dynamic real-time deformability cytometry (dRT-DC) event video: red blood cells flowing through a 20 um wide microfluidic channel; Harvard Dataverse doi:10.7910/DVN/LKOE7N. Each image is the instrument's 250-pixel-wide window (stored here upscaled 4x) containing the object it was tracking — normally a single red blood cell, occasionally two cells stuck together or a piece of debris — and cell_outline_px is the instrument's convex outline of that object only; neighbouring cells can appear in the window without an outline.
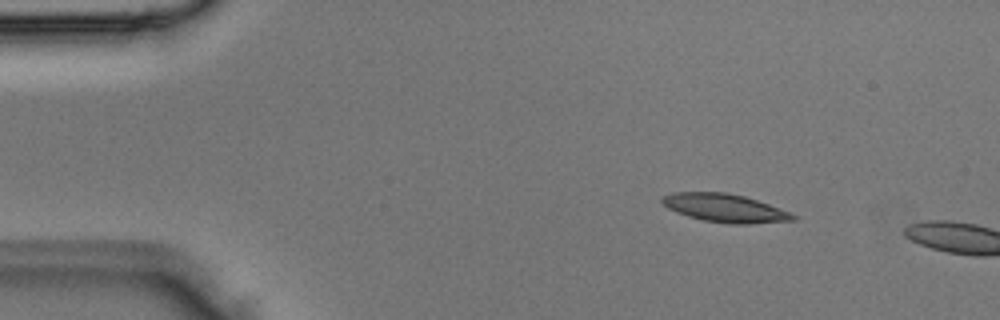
{"species": "Egyptian fruit bat (a non-hibernating species)", "species_latin": "Rousettus aegyptiacus", "temperature_condition": "room temperature", "stored_images_in_passage": 2, "camera_frame_rate_fps": 3000, "um_per_image_px": 0.085, "animal": {"sex": "male"}, "frame": {"image": 1, "passage_image": 1, "time_ms": 0.0, "image_size_px": [1000, 320], "cell_outline_px": [[796, 220], [748, 224], [728, 224], [704, 220], [688, 216], [676, 212], [668, 208], [660, 200], [664, 196], [672, 192], [724, 192], [744, 196], [792, 212], [796, 216]], "centroid_in_image_um": [61.63, 17.69], "position_along_channel_um": 23.4, "area_um2": 21.5}}